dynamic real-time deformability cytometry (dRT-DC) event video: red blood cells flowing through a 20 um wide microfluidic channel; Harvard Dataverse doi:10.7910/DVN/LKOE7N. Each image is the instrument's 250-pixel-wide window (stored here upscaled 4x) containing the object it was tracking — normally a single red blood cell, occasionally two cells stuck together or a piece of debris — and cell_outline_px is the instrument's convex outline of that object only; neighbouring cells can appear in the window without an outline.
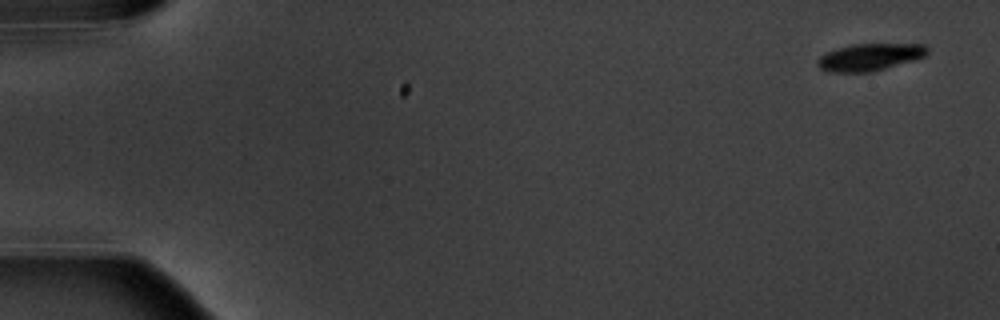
{"species": "common noctule bat (a hibernating species)", "species_latin": "Nyctalus noctula", "temperature_condition": "warm", "stored_images_in_passage": 5, "camera_frame_rate_fps": 3000, "um_per_image_px": 0.085, "animal": {"sex": "male", "body_mass_g": 20.1, "forearm_length_mm": 53.5}, "frame": {"image": 1, "passage_image": 1, "time_ms": 0.0, "image_size_px": [1000, 320], "cell_outline_px": [[928, 52], [924, 56], [916, 60], [872, 72], [828, 72], [820, 68], [816, 64], [816, 60], [820, 56], [828, 52], [852, 44], [924, 44], [928, 48]], "centroid_in_image_um": [73.94, 4.86], "position_along_channel_um": 11.1, "area_um2": 17.4}}
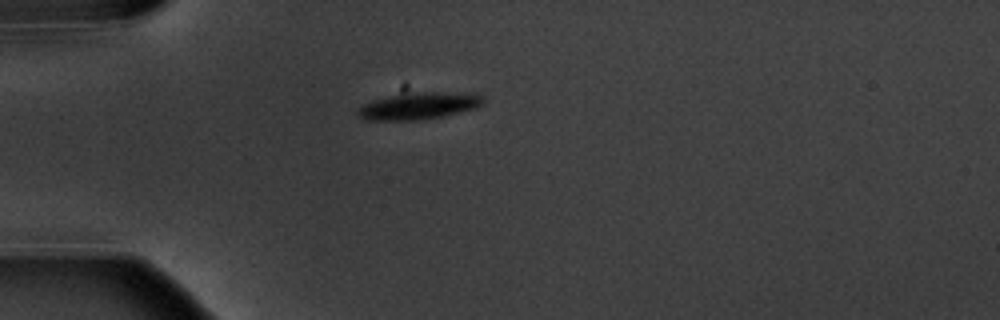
{"frame": {"image": 2, "passage_image": 5, "time_ms": 4.667, "image_size_px": [1000, 320], "cell_outline_px": [[484, 104], [476, 108], [444, 116], [420, 120], [364, 120], [356, 112], [364, 104], [372, 100], [412, 92], [440, 92], [484, 96]], "centroid_in_image_um": [35.59, 9.02], "position_along_channel_um": 49.4, "area_um2": 19.36}}